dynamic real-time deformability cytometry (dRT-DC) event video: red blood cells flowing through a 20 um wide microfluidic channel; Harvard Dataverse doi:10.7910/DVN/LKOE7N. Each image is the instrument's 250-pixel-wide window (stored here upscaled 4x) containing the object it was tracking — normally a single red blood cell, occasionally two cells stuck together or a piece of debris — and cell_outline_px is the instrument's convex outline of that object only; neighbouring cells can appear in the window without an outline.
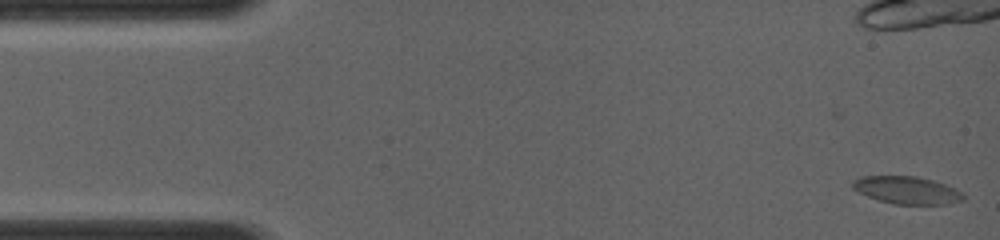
{"species": "common noctule bat (a hibernating species)", "species_latin": "Nyctalus noctula", "temperature_condition": "room temperature", "stored_images_in_passage": 18, "camera_frame_rate_fps": 4000, "um_per_image_px": 0.085, "animal": {"sex": "female", "body_mass_g": 19.0, "forearm_length_mm": 56.7}, "frame": {"image": 1, "passage_image": 1, "time_ms": 0.0, "image_size_px": [1000, 240], "cell_outline_px": [[964, 200], [948, 204], [892, 204], [868, 196], [852, 188], [852, 180], [860, 176], [916, 176], [932, 180], [944, 184], [964, 192]], "centroid_in_image_um": [77.1, 16.16], "position_along_channel_um": 7.9, "area_um2": 17.74}}